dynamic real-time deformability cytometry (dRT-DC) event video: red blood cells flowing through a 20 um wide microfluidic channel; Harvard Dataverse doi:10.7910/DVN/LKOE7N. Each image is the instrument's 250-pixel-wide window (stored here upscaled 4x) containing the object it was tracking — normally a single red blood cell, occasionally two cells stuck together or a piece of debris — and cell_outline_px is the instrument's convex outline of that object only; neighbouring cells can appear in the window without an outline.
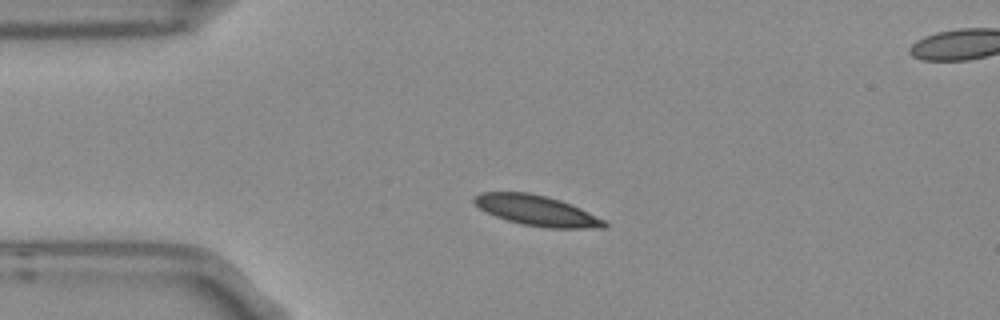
{"species": "Egyptian fruit bat (a non-hibernating species)", "species_latin": "Rousettus aegyptiacus", "temperature_condition": "room temperature", "stored_images_in_passage": 7, "camera_frame_rate_fps": 3000, "um_per_image_px": 0.085, "frame": {"image": 1, "passage_image": 3, "time_ms": 0.667, "image_size_px": [1000, 320], "cell_outline_px": [[608, 228], [548, 228], [520, 224], [496, 216], [480, 208], [472, 200], [472, 196], [480, 192], [528, 192], [560, 200], [572, 204], [604, 220], [608, 224]], "centroid_in_image_um": [45.62, 17.9], "position_along_channel_um": 39.4, "area_um2": 22.95}}
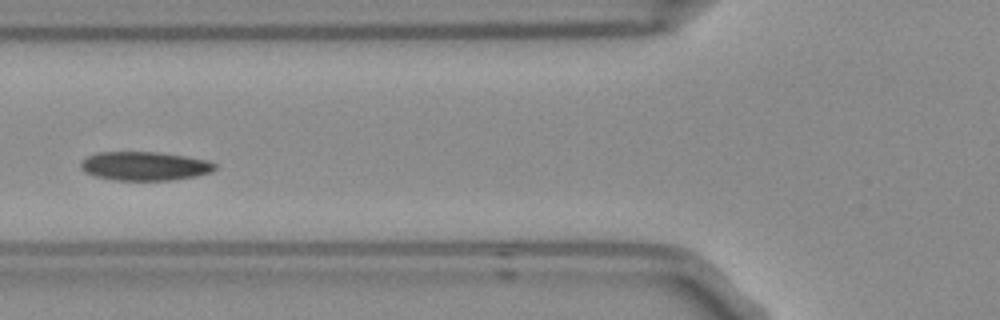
{"frame": {"image": 2, "passage_image": 5, "time_ms": 1.333, "image_size_px": [1000, 320], "cell_outline_px": [[216, 168], [212, 172], [196, 176], [172, 180], [112, 180], [92, 176], [84, 172], [80, 168], [80, 164], [88, 156], [96, 152], [160, 152], [208, 160], [216, 164]], "centroid_in_image_um": [12.28, 14.12], "position_along_channel_um": 113.5, "area_um2": 22.72}}